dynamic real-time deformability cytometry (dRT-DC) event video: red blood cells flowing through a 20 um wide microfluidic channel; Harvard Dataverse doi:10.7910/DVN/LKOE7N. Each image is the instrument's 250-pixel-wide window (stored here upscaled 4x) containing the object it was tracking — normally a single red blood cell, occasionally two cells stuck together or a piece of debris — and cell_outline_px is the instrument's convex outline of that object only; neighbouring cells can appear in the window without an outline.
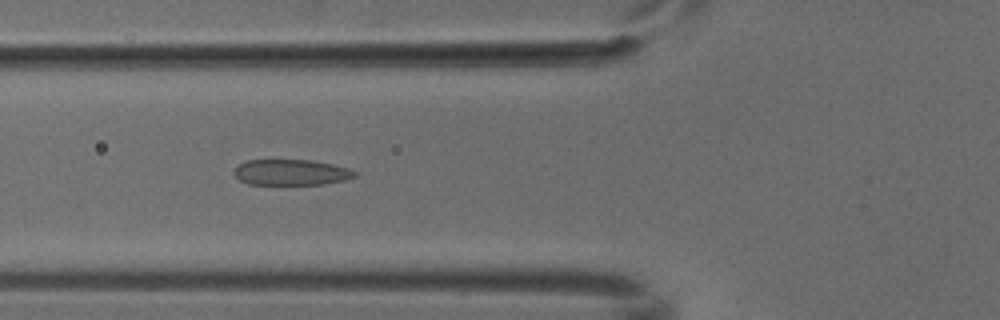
{"species": "common noctule bat (a hibernating species)", "species_latin": "Nyctalus noctula", "temperature_condition": "cold", "stored_images_in_passage": 7, "camera_frame_rate_fps": 3000, "um_per_image_px": 0.085, "animal": {"sex": "male", "body_mass_g": 18.8}, "frame": {"image": 1, "passage_image": 6, "time_ms": 1.667, "image_size_px": [1000, 320], "cell_outline_px": [[360, 172], [356, 176], [344, 180], [324, 184], [248, 184], [240, 180], [232, 172], [240, 164], [248, 160], [312, 160], [332, 164], [348, 168]], "centroid_in_image_um": [24.78, 14.65], "position_along_channel_um": 101.0, "area_um2": 18.09}}
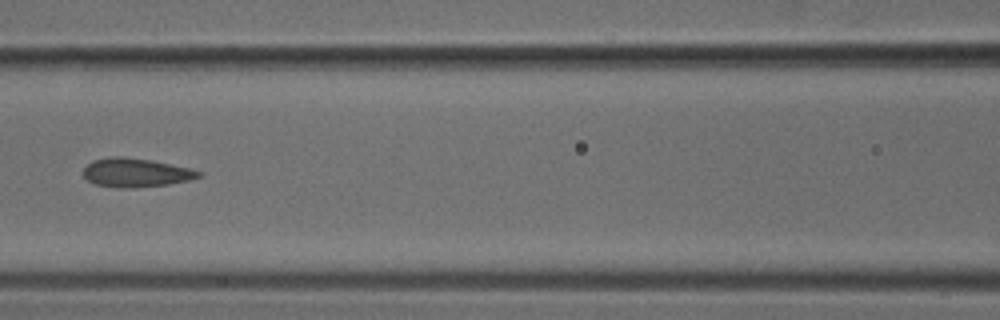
{"frame": {"image": 2, "passage_image": 7, "time_ms": 2.0, "image_size_px": [1000, 320], "cell_outline_px": [[204, 176], [188, 180], [168, 184], [128, 188], [120, 188], [96, 184], [88, 180], [84, 176], [84, 168], [92, 160], [112, 156], [124, 156], [152, 160], [188, 168], [204, 172]], "centroid_in_image_um": [11.56, 14.66], "position_along_channel_um": 155.0, "area_um2": 19.31}}